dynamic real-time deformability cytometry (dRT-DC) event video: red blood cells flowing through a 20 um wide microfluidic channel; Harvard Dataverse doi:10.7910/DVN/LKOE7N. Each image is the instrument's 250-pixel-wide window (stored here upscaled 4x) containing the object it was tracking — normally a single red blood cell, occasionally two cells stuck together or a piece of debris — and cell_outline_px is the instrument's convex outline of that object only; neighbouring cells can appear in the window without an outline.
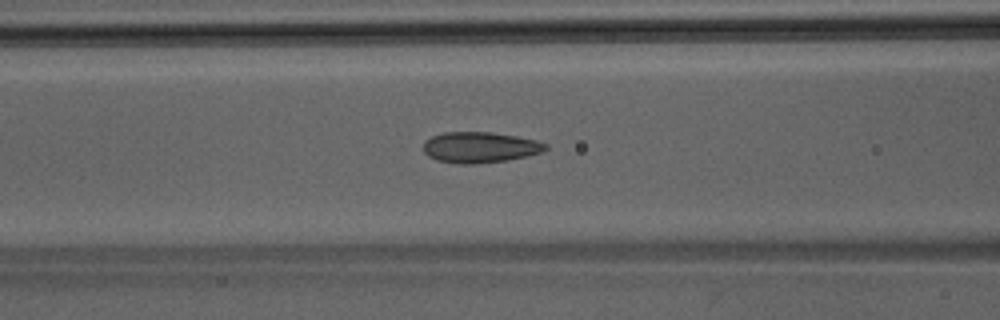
{"species": "Egyptian fruit bat (a non-hibernating species)", "species_latin": "Rousettus aegyptiacus", "temperature_condition": "room temperature", "stored_images_in_passage": 41, "camera_frame_rate_fps": 3000, "um_per_image_px": 0.085, "animal": {"sex": "male"}, "frame": {"image": 1, "passage_image": 18, "time_ms": 5.667, "image_size_px": [1000, 320], "cell_outline_px": [[548, 148], [544, 152], [528, 156], [508, 160], [476, 164], [456, 164], [436, 160], [428, 156], [424, 152], [424, 140], [432, 136], [444, 132], [488, 132], [516, 136], [536, 140], [548, 144]], "centroid_in_image_um": [40.81, 12.53], "position_along_channel_um": 125.8, "area_um2": 22.2}}